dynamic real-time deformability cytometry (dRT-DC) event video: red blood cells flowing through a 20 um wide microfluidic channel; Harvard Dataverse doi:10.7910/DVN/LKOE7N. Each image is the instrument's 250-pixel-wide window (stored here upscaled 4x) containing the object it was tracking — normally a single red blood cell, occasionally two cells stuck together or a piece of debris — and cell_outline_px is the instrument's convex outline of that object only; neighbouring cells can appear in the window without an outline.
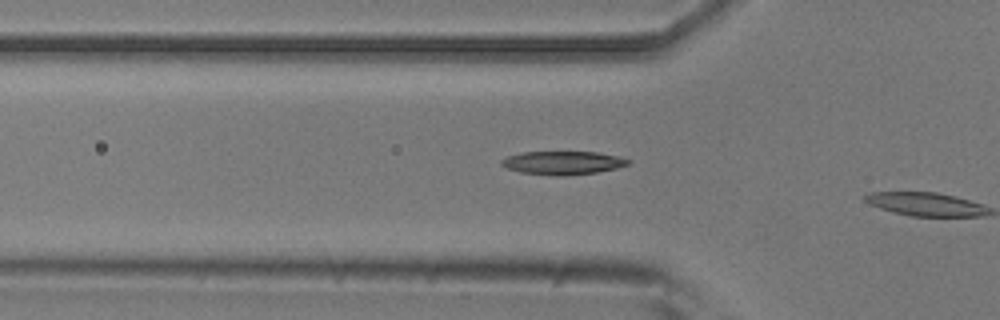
{"species": "common noctule bat (a hibernating species)", "species_latin": "Nyctalus noctula", "temperature_condition": "room temperature", "stored_images_in_passage": 11, "camera_frame_rate_fps": 3000, "um_per_image_px": 0.085, "animal": {"sex": "male", "body_mass_g": 20.5, "forearm_length_mm": 52.5}, "frame": {"image": 1, "passage_image": 10, "time_ms": 3.0, "image_size_px": [1000, 320], "cell_outline_px": [[628, 164], [616, 168], [596, 172], [564, 176], [556, 176], [520, 172], [508, 168], [500, 164], [500, 160], [508, 156], [524, 152], [596, 152], [616, 156], [628, 160]], "centroid_in_image_um": [47.79, 13.84], "position_along_channel_um": 78.0, "area_um2": 16.99}}